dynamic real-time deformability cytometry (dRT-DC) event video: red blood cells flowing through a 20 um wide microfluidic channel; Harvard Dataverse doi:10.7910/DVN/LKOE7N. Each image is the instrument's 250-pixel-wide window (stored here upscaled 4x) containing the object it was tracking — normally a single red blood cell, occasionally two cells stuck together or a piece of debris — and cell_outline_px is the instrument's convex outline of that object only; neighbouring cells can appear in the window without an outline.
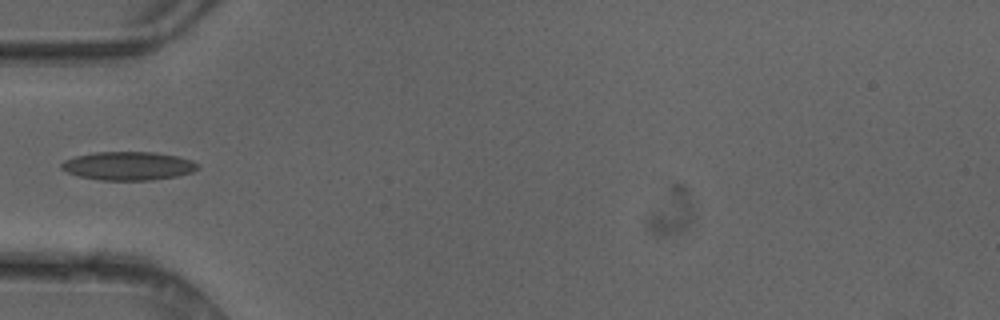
{"species": "common noctule bat (a hibernating species)", "species_latin": "Nyctalus noctula", "temperature_condition": "cold", "stored_images_in_passage": 2, "camera_frame_rate_fps": 3000, "um_per_image_px": 0.085, "animal": {"sex": "female"}, "frame": {"image": 1, "passage_image": 1, "time_ms": 0.0, "image_size_px": [1000, 320], "cell_outline_px": [[200, 168], [192, 172], [176, 176], [152, 180], [100, 180], [80, 176], [68, 172], [60, 168], [60, 164], [64, 160], [76, 156], [96, 152], [156, 152], [176, 156], [192, 160], [200, 164]], "centroid_in_image_um": [10.93, 14.1], "position_along_channel_um": 74.1, "area_um2": 22.66}}
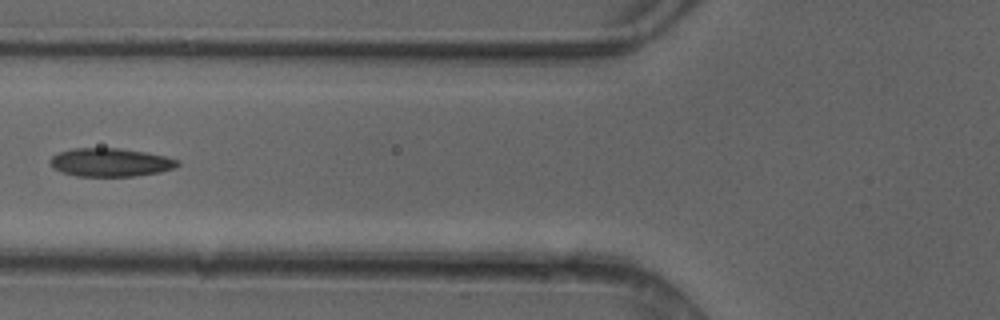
{"frame": {"image": 2, "passage_image": 2, "time_ms": 0.333, "image_size_px": [1000, 320], "cell_outline_px": [[180, 164], [176, 168], [160, 172], [136, 176], [76, 176], [60, 172], [52, 168], [48, 160], [52, 156], [60, 152], [72, 148], [120, 148], [144, 152], [164, 156], [180, 160]], "centroid_in_image_um": [9.37, 13.81], "position_along_channel_um": 116.4, "area_um2": 21.27}}